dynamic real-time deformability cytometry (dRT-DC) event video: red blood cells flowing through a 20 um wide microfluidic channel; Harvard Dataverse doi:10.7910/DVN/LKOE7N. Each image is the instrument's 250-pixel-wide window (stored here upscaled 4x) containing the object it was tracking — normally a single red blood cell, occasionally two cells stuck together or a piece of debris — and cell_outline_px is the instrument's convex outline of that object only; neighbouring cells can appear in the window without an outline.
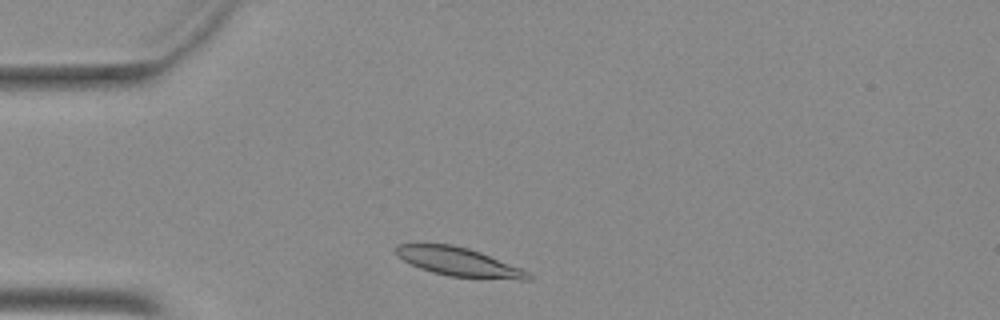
{"species": "Egyptian fruit bat (a non-hibernating species)", "species_latin": "Rousettus aegyptiacus", "temperature_condition": "warm", "stored_images_in_passage": 33, "camera_frame_rate_fps": 3000, "um_per_image_px": 0.085, "animal": {"sex": "female"}, "frame": {"image": 1, "passage_image": 3, "time_ms": 0.667, "image_size_px": [1000, 320], "cell_outline_px": [[532, 280], [520, 280], [448, 276], [432, 272], [420, 268], [396, 256], [396, 248], [400, 244], [452, 244], [468, 248], [480, 252], [520, 268], [528, 272], [532, 276]], "centroid_in_image_um": [39.01, 22.27], "position_along_channel_um": 46.0, "area_um2": 21.85}}
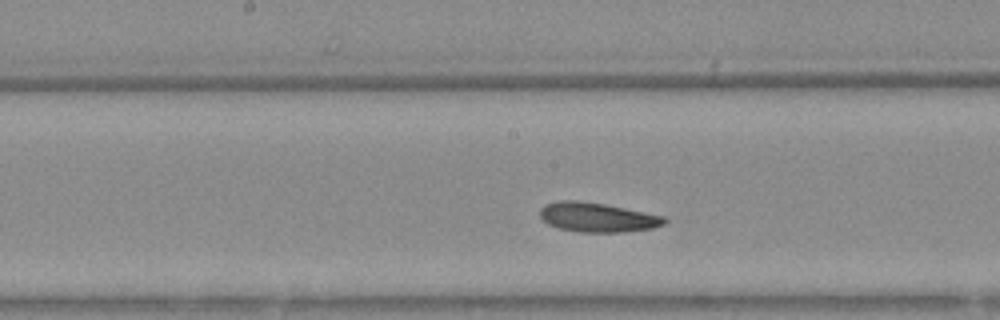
{"frame": {"image": 2, "passage_image": 16, "time_ms": 5.0, "image_size_px": [1000, 320], "cell_outline_px": [[668, 220], [664, 224], [652, 228], [624, 232], [580, 232], [560, 228], [548, 224], [540, 216], [540, 208], [544, 204], [560, 200], [576, 200], [604, 204], [664, 216]], "centroid_in_image_um": [50.76, 18.47], "position_along_channel_um": 197.4, "area_um2": 21.21}}
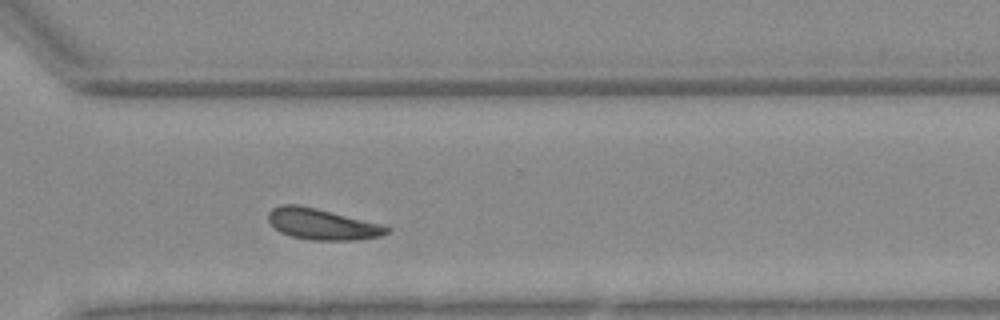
{"frame": {"image": 3, "passage_image": 27, "time_ms": 8.667, "image_size_px": [1000, 320], "cell_outline_px": [[392, 228], [388, 232], [380, 236], [356, 240], [308, 240], [292, 236], [280, 232], [268, 220], [268, 212], [272, 208], [280, 204], [296, 204], [316, 208], [380, 224]], "centroid_in_image_um": [27.35, 19.05], "position_along_channel_um": 343.2, "area_um2": 21.27}}